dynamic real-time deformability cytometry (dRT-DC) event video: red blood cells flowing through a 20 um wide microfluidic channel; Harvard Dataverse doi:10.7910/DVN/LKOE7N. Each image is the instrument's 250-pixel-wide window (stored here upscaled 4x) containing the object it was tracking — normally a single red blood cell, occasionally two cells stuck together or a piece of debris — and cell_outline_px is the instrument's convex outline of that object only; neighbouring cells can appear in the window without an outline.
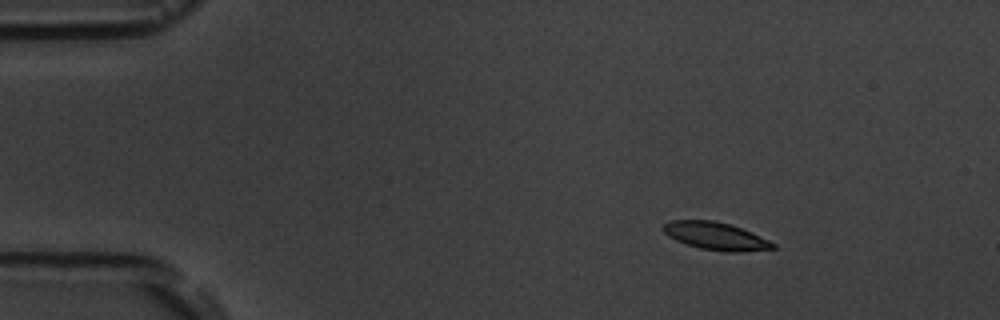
{"species": "common noctule bat (a hibernating species)", "species_latin": "Nyctalus noctula", "temperature_condition": "room temperature", "stored_images_in_passage": 2, "camera_frame_rate_fps": 3000, "um_per_image_px": 0.085, "animal": {"sex": "male", "body_mass_g": 19.5, "forearm_length_mm": 54.6}, "frame": {"image": 1, "passage_image": 1, "time_ms": 0.0, "image_size_px": [1000, 320], "cell_outline_px": [[776, 248], [736, 252], [728, 252], [700, 248], [676, 240], [668, 236], [664, 232], [664, 224], [672, 220], [712, 220], [728, 224], [740, 228], [768, 240], [776, 244]], "centroid_in_image_um": [60.82, 20.06], "position_along_channel_um": 24.2, "area_um2": 17.22}}